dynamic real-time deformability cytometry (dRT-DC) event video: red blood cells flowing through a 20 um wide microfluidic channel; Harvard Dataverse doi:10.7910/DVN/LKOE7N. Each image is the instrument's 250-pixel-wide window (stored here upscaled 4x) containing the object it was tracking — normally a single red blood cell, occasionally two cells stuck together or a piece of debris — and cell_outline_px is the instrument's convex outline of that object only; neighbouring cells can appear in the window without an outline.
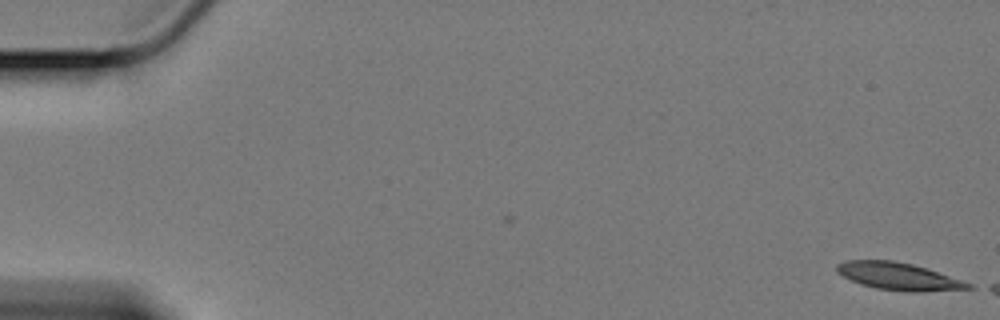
{"species": "Egyptian fruit bat (a non-hibernating species)", "species_latin": "Rousettus aegyptiacus", "temperature_condition": "cold", "stored_images_in_passage": 9, "camera_frame_rate_fps": 3000, "um_per_image_px": 0.085, "animal": {"sex": "female"}, "frame": {"image": 1, "passage_image": 1, "time_ms": 0.0, "image_size_px": [1000, 320], "cell_outline_px": [[976, 288], [924, 292], [908, 292], [876, 288], [860, 284], [836, 272], [836, 264], [844, 260], [892, 260], [912, 264], [928, 268], [976, 284]], "centroid_in_image_um": [76.46, 23.49], "position_along_channel_um": 8.5, "area_um2": 21.39}}